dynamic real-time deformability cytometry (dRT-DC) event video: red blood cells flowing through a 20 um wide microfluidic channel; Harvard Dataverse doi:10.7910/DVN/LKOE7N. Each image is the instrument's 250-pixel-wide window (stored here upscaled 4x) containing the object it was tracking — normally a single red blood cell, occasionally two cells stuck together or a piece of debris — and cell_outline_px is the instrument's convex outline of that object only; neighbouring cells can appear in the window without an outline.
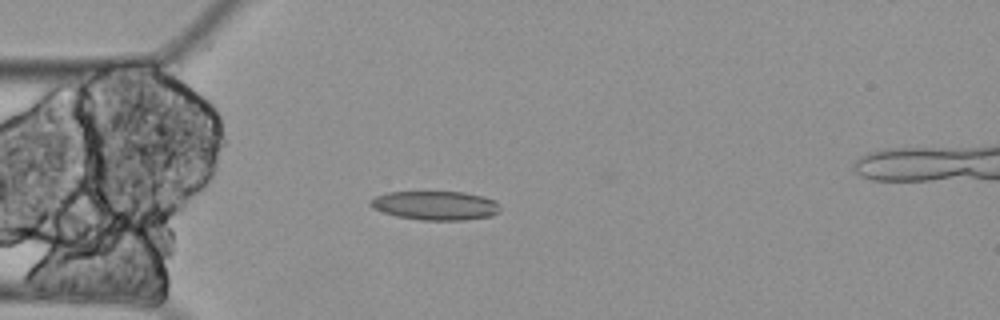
{"species": "Egyptian fruit bat (a non-hibernating species)", "species_latin": "Rousettus aegyptiacus", "temperature_condition": "cold", "stored_images_in_passage": 3, "camera_frame_rate_fps": 3000, "um_per_image_px": 0.085, "animal": {"sex": "female"}, "frame": {"image": 1, "passage_image": 2, "time_ms": 0.333, "image_size_px": [1000, 320], "cell_outline_px": [[500, 212], [492, 216], [464, 220], [420, 220], [396, 216], [372, 208], [368, 204], [368, 200], [376, 196], [388, 192], [464, 192], [484, 196], [496, 200], [500, 208]], "centroid_in_image_um": [37.02, 17.47], "position_along_channel_um": 48.0, "area_um2": 22.14}}